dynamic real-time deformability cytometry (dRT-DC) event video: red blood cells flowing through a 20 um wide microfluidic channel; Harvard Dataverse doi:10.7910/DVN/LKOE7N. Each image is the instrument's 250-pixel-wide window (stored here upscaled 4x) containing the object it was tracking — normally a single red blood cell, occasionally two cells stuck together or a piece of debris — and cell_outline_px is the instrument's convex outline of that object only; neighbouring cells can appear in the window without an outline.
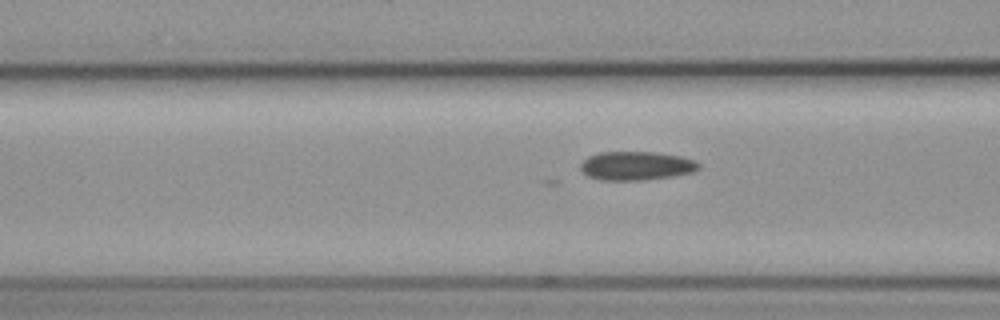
{"species": "common noctule bat (a hibernating species)", "species_latin": "Nyctalus noctula", "temperature_condition": "cold", "stored_images_in_passage": 5, "camera_frame_rate_fps": 3000, "um_per_image_px": 0.085, "animal": {"sex": "female", "body_mass_g": 19.3, "forearm_length_mm": 54.1}, "frame": {"image": 1, "passage_image": 4, "time_ms": 4.333, "image_size_px": [1000, 320], "cell_outline_px": [[700, 168], [692, 172], [672, 176], [644, 180], [600, 180], [588, 176], [580, 168], [580, 164], [588, 156], [600, 152], [652, 152], [680, 156], [696, 160], [700, 164]], "centroid_in_image_um": [54.09, 14.09], "position_along_channel_um": 112.5, "area_um2": 19.77}}